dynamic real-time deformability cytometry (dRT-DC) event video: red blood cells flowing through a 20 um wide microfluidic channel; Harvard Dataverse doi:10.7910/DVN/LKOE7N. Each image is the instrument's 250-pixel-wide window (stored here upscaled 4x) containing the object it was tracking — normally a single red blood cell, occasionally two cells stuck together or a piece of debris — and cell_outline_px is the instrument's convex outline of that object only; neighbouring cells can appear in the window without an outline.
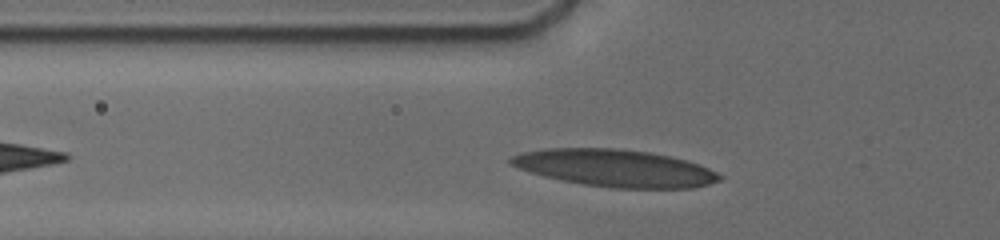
{"species": "human", "species_latin": "Homo sapiens", "temperature_condition": "cold", "stored_images_in_passage": 7, "camera_frame_rate_fps": 3000, "um_per_image_px": 0.085, "donor": {"sex": "male"}, "frame": {"image": 1, "passage_image": 3, "time_ms": 1.0, "image_size_px": [1000, 240], "cell_outline_px": [[724, 176], [720, 180], [708, 184], [692, 188], [612, 188], [580, 184], [560, 180], [544, 176], [520, 168], [512, 164], [508, 160], [512, 156], [524, 152], [544, 148], [620, 148], [648, 152], [688, 160], [700, 164]], "centroid_in_image_um": [52.31, 14.29], "position_along_channel_um": 73.5, "area_um2": 45.26}}
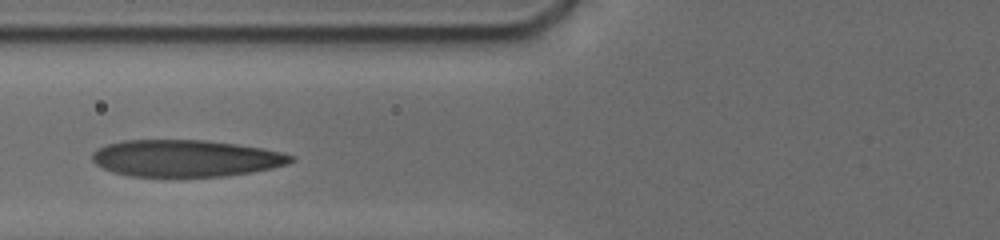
{"frame": {"image": 2, "passage_image": 5, "time_ms": 2.0, "image_size_px": [1000, 240], "cell_outline_px": [[296, 160], [288, 164], [272, 168], [252, 172], [224, 176], [128, 176], [112, 172], [96, 164], [92, 160], [92, 152], [108, 144], [124, 140], [204, 140], [236, 144], [260, 148], [280, 152], [292, 156]], "centroid_in_image_um": [15.78, 13.45], "position_along_channel_um": 110.0, "area_um2": 42.43}}